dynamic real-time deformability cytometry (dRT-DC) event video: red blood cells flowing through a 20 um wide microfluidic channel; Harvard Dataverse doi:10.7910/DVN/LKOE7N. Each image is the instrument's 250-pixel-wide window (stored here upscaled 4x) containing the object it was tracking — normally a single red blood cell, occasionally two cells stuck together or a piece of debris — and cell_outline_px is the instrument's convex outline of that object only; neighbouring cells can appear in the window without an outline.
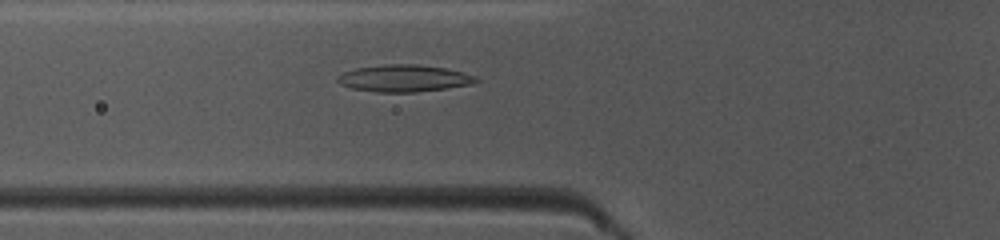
{"species": "common noctule bat (a hibernating species)", "species_latin": "Nyctalus noctula", "temperature_condition": "warm", "stored_images_in_passage": 33, "camera_frame_rate_fps": 3000, "um_per_image_px": 0.085, "animal": {"sex": "female", "body_mass_g": 10.0, "forearm_length_mm": 53.1}, "frame": {"image": 1, "passage_image": 8, "time_ms": 2.333, "image_size_px": [1000, 240], "cell_outline_px": [[480, 80], [472, 84], [448, 88], [416, 92], [376, 92], [352, 88], [340, 84], [336, 80], [336, 76], [344, 72], [356, 68], [388, 64], [416, 64], [444, 68], [476, 76]], "centroid_in_image_um": [34.33, 6.66], "position_along_channel_um": 91.5, "area_um2": 21.68}}
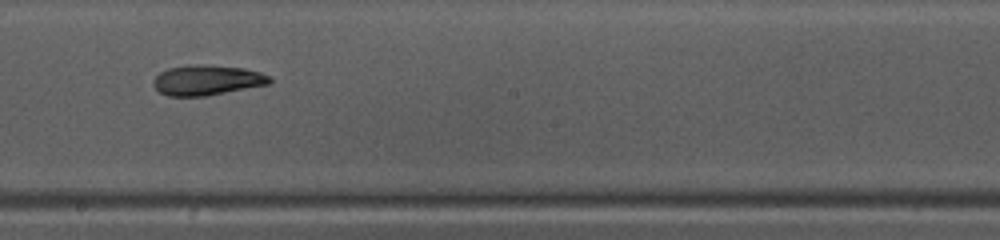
{"frame": {"image": 2, "passage_image": 18, "time_ms": 5.667, "image_size_px": [1000, 240], "cell_outline_px": [[272, 84], [204, 96], [168, 96], [160, 92], [152, 84], [152, 80], [160, 72], [168, 68], [188, 64], [204, 64], [244, 68], [260, 72], [272, 76]], "centroid_in_image_um": [17.62, 6.8], "position_along_channel_um": 230.6, "area_um2": 20.75}}
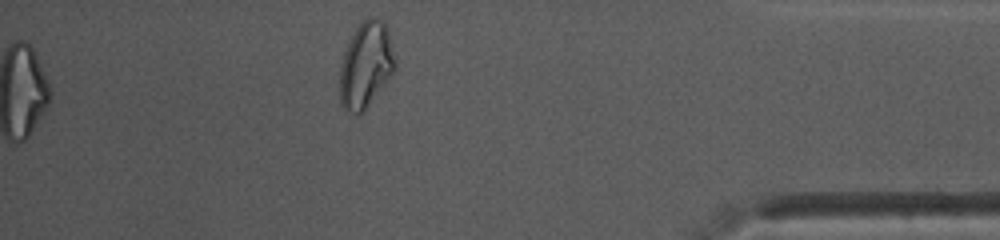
{"frame": {"image": 3, "passage_image": 33, "time_ms": 10.667, "image_size_px": [1000, 240], "cell_outline_px": [[396, 68], [364, 112], [352, 112], [344, 108], [340, 104], [340, 68], [344, 52], [348, 40], [356, 28], [368, 16], [372, 16], [384, 20], [388, 24], [396, 56]], "centroid_in_image_um": [31.14, 5.45], "position_along_channel_um": 404.1, "area_um2": 28.03}, "authors_computed_cell_mechanics": {"area_um2": 21.0392, "velocity_mm_per_s": 4.1519, "shape_relaxation_time_tau1_ms": null, "shape_relaxation_time_tau2_ms": 3.8893, "deformation_change_tau1": null, "deformation_change_tau2": 0.102}}